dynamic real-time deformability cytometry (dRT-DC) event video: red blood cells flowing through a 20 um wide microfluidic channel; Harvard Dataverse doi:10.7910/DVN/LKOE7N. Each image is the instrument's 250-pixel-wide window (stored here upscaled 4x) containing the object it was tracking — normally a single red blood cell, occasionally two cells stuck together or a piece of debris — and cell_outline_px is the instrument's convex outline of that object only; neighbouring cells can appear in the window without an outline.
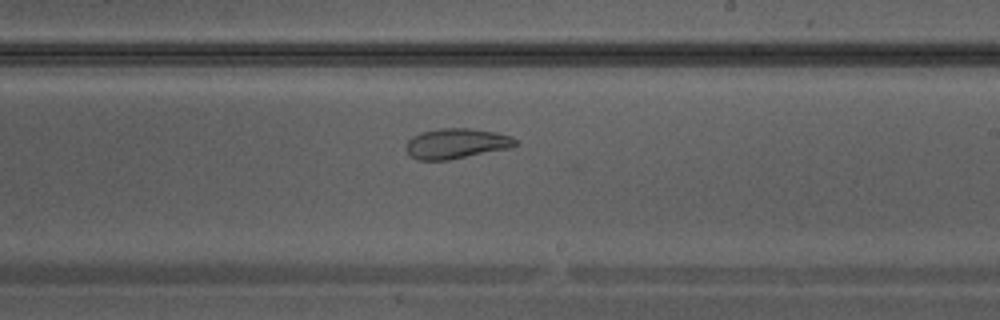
{"species": "Egyptian fruit bat (a non-hibernating species)", "species_latin": "Rousettus aegyptiacus", "temperature_condition": "warm", "stored_images_in_passage": 19, "camera_frame_rate_fps": 3000, "um_per_image_px": 0.085, "animal": {"sex": "male"}, "frame": {"image": 1, "passage_image": 11, "time_ms": 3.333, "image_size_px": [1000, 320], "cell_outline_px": [[520, 144], [512, 148], [448, 160], [416, 160], [404, 148], [408, 140], [412, 136], [420, 132], [440, 128], [468, 128], [496, 132], [512, 136]], "centroid_in_image_um": [38.81, 12.2], "position_along_channel_um": 250.2, "area_um2": 19.54}}